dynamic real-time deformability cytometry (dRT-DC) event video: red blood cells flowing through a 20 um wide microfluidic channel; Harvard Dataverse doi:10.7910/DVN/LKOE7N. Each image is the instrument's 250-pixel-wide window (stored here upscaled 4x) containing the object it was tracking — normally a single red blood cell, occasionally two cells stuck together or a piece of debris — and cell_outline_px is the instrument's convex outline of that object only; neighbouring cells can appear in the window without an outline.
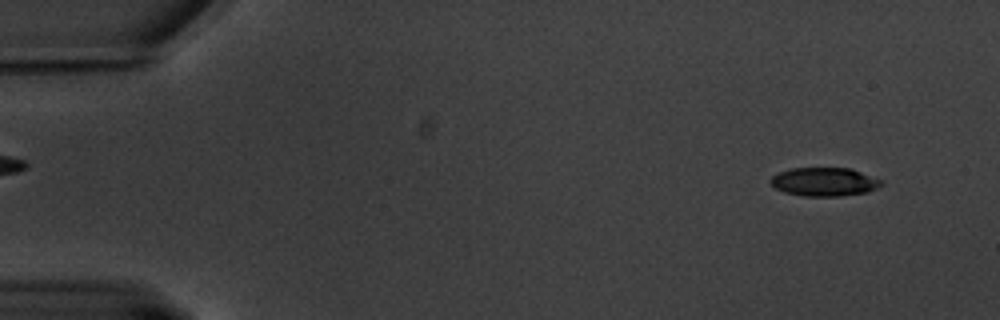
{"species": "common noctule bat (a hibernating species)", "species_latin": "Nyctalus noctula", "temperature_condition": "warm", "stored_images_in_passage": 60, "camera_frame_rate_fps": 3000, "um_per_image_px": 0.085, "animal": {"sex": "male", "body_mass_g": 20.1, "forearm_length_mm": 53.5}, "frame": {"image": 1, "passage_image": 4, "time_ms": 1.0, "image_size_px": [1000, 320], "cell_outline_px": [[880, 184], [876, 188], [868, 192], [840, 196], [804, 196], [784, 192], [776, 188], [768, 180], [772, 176], [780, 172], [792, 168], [852, 168], [880, 180]], "centroid_in_image_um": [70.03, 15.45], "position_along_channel_um": 15.0, "area_um2": 18.26}}
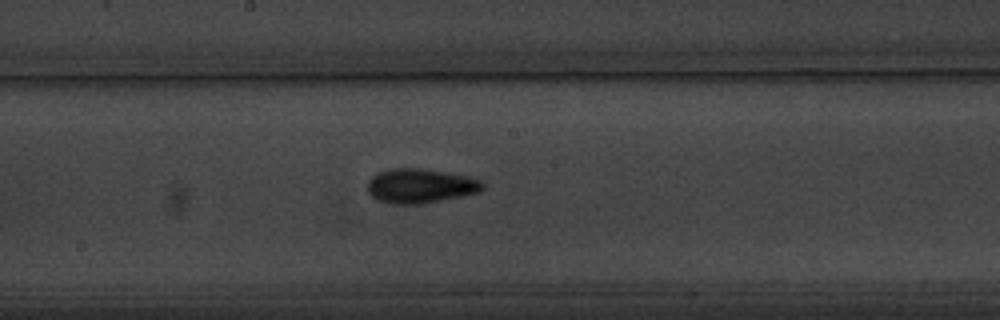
{"frame": {"image": 2, "passage_image": 32, "time_ms": 10.333, "image_size_px": [1000, 320], "cell_outline_px": [[484, 188], [480, 192], [420, 204], [388, 204], [376, 200], [368, 192], [368, 180], [372, 176], [380, 172], [392, 168], [420, 168], [468, 176], [484, 180]], "centroid_in_image_um": [35.73, 15.8], "position_along_channel_um": 212.5, "area_um2": 23.18}}
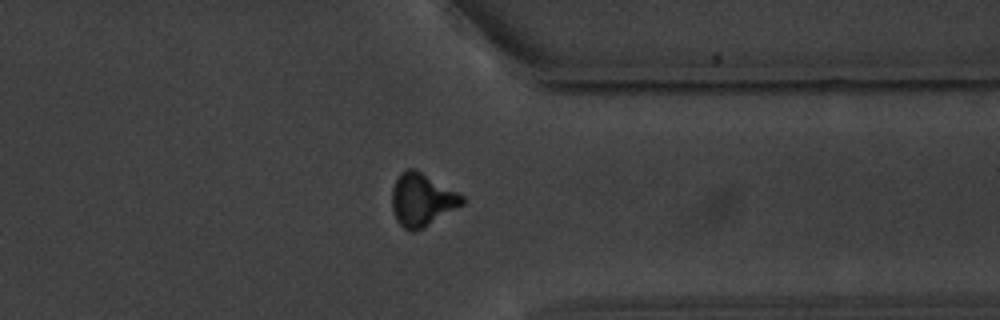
{"frame": {"image": 3, "passage_image": 47, "time_ms": 15.333, "image_size_px": [1000, 320], "cell_outline_px": [[464, 204], [424, 228], [416, 232], [412, 232], [404, 228], [396, 220], [392, 208], [392, 188], [400, 172], [408, 168], [416, 168], [464, 196]], "centroid_in_image_um": [35.86, 16.98], "position_along_channel_um": 375.5, "area_um2": 21.79}, "authors_computed_cell_mechanics": {"area_um2": 20.4612, "velocity_mm_per_s": 3.3332, "shape_relaxation_time_tau1_ms": 4.04, "shape_relaxation_time_tau2_ms": 3.8339, "deformation_change_tau1": 0.1459, "deformation_change_tau2": 0.1077}}